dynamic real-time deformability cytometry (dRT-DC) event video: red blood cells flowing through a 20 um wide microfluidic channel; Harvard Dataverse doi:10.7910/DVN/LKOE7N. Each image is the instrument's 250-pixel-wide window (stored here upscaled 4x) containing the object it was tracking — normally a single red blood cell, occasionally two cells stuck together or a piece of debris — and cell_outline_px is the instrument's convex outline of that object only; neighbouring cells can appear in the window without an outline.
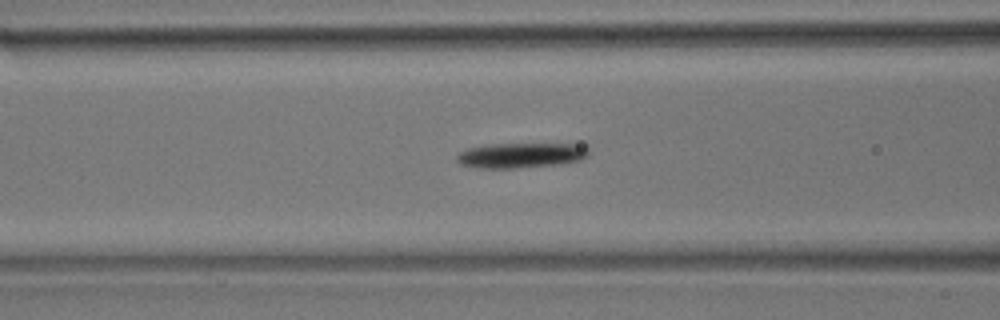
{"species": "common noctule bat (a hibernating species)", "species_latin": "Nyctalus noctula", "temperature_condition": "room temperature", "stored_images_in_passage": 6, "segment_of_instrument_passage": [2, 2], "camera_frame_rate_fps": 3000, "um_per_image_px": 0.085, "animal": {"sex": "male", "body_mass_g": 17.9}, "frame": {"image": 1, "passage_image": 6, "time_ms": 1.667, "image_size_px": [1000, 320], "cell_outline_px": [[588, 156], [580, 160], [556, 164], [512, 168], [476, 168], [460, 164], [456, 160], [456, 156], [460, 152], [468, 148], [488, 144], [588, 144]], "centroid_in_image_um": [44.28, 13.19], "position_along_channel_um": 122.3, "area_um2": 19.31}}